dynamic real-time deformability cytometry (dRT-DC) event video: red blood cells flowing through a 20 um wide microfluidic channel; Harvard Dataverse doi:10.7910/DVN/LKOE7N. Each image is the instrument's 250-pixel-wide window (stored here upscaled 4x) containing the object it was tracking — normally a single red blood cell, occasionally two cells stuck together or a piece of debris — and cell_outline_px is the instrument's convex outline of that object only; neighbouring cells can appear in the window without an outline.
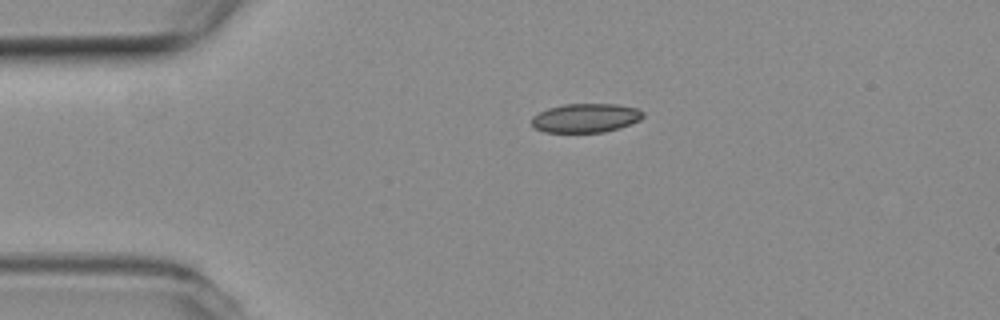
{"species": "common noctule bat (a hibernating species)", "species_latin": "Nyctalus noctula", "temperature_condition": "room temperature", "stored_images_in_passage": 43, "camera_frame_rate_fps": 3000, "um_per_image_px": 0.085, "animal": {"sex": "female", "body_mass_g": 19.3, "forearm_length_mm": 54.1}, "frame": {"image": 1, "passage_image": 1, "time_ms": 0.0, "image_size_px": [1000, 320], "cell_outline_px": [[644, 116], [640, 120], [620, 128], [604, 132], [544, 132], [536, 128], [532, 124], [532, 116], [548, 108], [564, 104], [616, 104], [636, 108], [644, 112]], "centroid_in_image_um": [49.8, 10.03], "position_along_channel_um": 35.2, "area_um2": 18.79}}
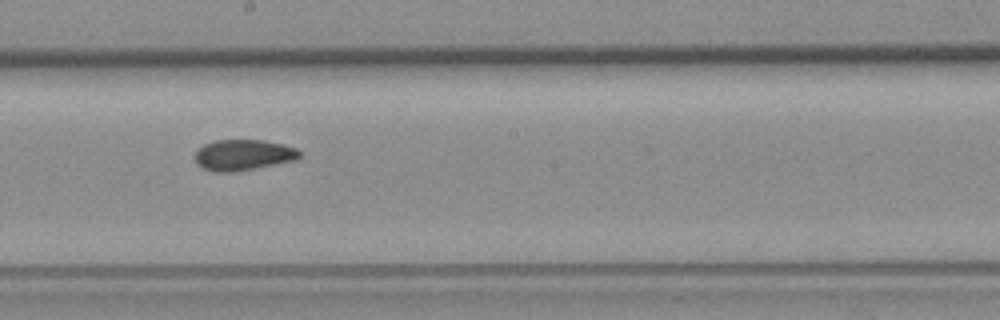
{"frame": {"image": 2, "passage_image": 19, "time_ms": 6.0, "image_size_px": [1000, 320], "cell_outline_px": [[300, 156], [296, 160], [256, 168], [232, 172], [216, 172], [204, 168], [196, 164], [196, 152], [204, 144], [216, 140], [264, 140], [296, 148], [300, 152]], "centroid_in_image_um": [20.68, 13.17], "position_along_channel_um": 227.5, "area_um2": 18.61}}
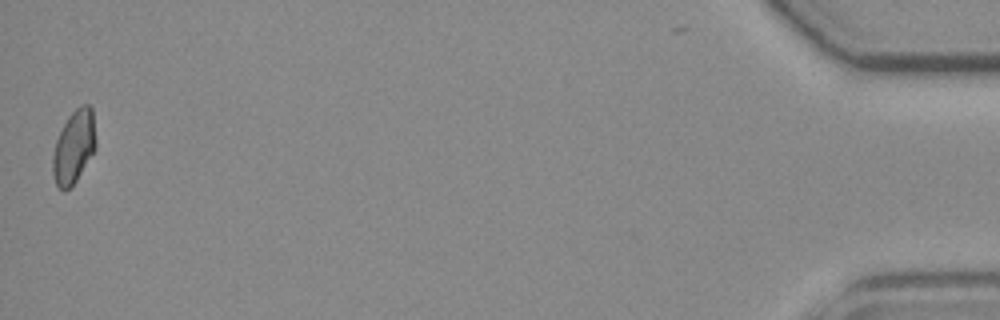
{"frame": {"image": 3, "passage_image": 43, "time_ms": 14.0, "image_size_px": [1000, 320], "cell_outline_px": [[96, 148], [76, 180], [64, 192], [56, 184], [52, 172], [52, 156], [56, 140], [68, 116], [80, 104], [88, 104], [92, 108], [96, 140]], "centroid_in_image_um": [6.28, 12.46], "position_along_channel_um": 428.9, "area_um2": 18.26}, "authors_computed_cell_mechanics": {"area_um2": 18.6694, "velocity_mm_per_s": 3.7909, "shape_relaxation_time_tau1_ms": null, "shape_relaxation_time_tau2_ms": 2.6634, "deformation_change_tau1": null, "deformation_change_tau2": 0.0617}}